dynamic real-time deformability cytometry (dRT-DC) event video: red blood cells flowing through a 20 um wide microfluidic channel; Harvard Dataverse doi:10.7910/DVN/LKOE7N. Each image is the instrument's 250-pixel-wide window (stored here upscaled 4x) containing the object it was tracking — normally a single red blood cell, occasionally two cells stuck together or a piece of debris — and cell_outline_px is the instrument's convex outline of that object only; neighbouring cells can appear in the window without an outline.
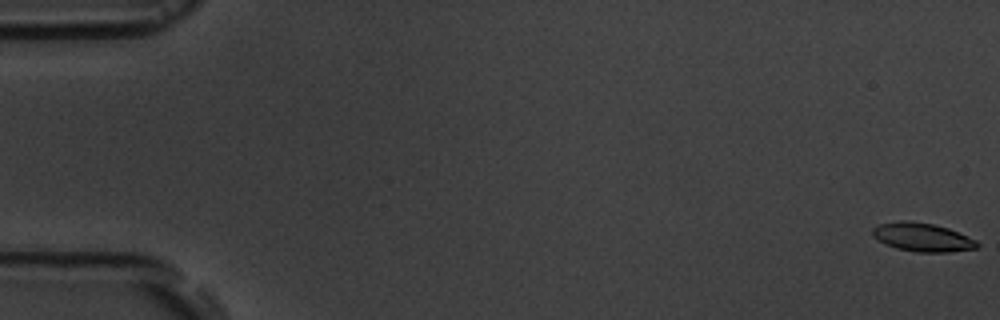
{"species": "common noctule bat (a hibernating species)", "species_latin": "Nyctalus noctula", "temperature_condition": "room temperature", "stored_images_in_passage": 3, "camera_frame_rate_fps": 3000, "um_per_image_px": 0.085, "animal": {"sex": "male", "body_mass_g": 19.5, "forearm_length_mm": 54.6}, "frame": {"image": 1, "passage_image": 1, "time_ms": 0.0, "image_size_px": [1000, 320], "cell_outline_px": [[980, 244], [976, 248], [948, 252], [916, 252], [896, 248], [884, 244], [872, 236], [872, 228], [880, 224], [904, 220], [908, 220], [932, 224], [948, 228], [976, 240]], "centroid_in_image_um": [78.37, 20.17], "position_along_channel_um": 6.6, "area_um2": 17.34}}